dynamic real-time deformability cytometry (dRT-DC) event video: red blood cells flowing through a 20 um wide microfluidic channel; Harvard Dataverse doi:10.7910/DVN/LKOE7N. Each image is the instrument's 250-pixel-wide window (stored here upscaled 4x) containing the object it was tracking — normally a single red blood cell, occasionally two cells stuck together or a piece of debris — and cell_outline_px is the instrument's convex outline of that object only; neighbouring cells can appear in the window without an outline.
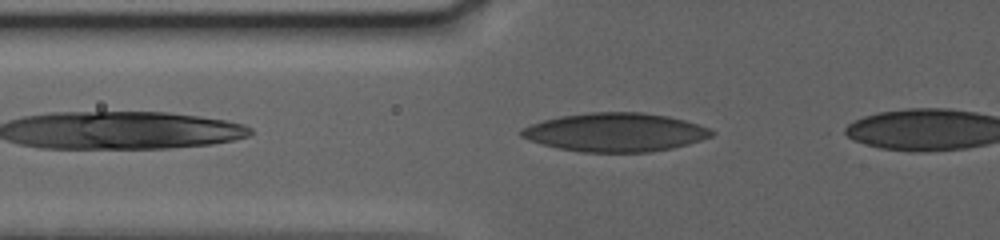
{"species": "human", "species_latin": "Homo sapiens", "temperature_condition": "warm", "stored_images_in_passage": 4, "camera_frame_rate_fps": 3000, "um_per_image_px": 0.085, "donor": {"sex": "female"}, "frame": {"image": 1, "passage_image": 2, "time_ms": 0.333, "image_size_px": [1000, 240], "cell_outline_px": [[716, 132], [712, 136], [688, 144], [672, 148], [652, 152], [580, 152], [560, 148], [528, 140], [520, 136], [520, 128], [544, 120], [560, 116], [588, 112], [640, 112], [668, 116], [684, 120], [712, 128]], "centroid_in_image_um": [52.32, 11.24], "position_along_channel_um": 73.5, "area_um2": 42.89}}